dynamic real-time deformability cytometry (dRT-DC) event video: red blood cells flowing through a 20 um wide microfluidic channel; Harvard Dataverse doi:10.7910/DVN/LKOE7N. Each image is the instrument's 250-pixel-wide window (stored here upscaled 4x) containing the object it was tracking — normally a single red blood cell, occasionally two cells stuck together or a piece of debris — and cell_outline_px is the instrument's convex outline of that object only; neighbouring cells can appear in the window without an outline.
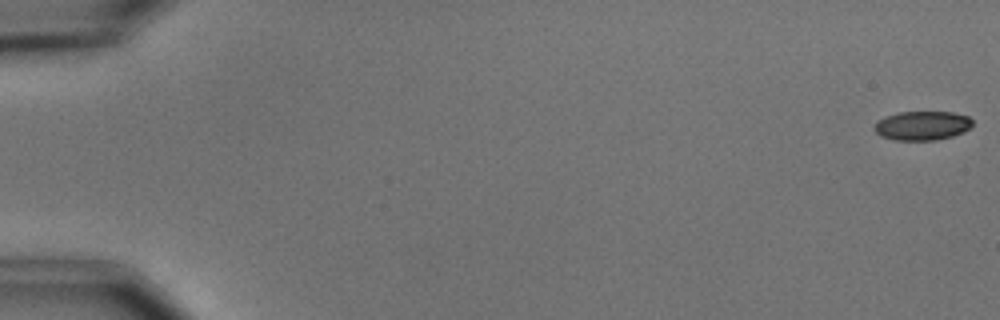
{"species": "common noctule bat (a hibernating species)", "species_latin": "Nyctalus noctula", "temperature_condition": "cold", "stored_images_in_passage": 11, "camera_frame_rate_fps": 3000, "um_per_image_px": 0.085, "animal": {"sex": "male", "body_mass_g": 15.6}, "frame": {"image": 1, "passage_image": 1, "time_ms": 0.0, "image_size_px": [1000, 320], "cell_outline_px": [[972, 124], [964, 132], [952, 136], [936, 140], [896, 140], [880, 136], [872, 128], [884, 116], [896, 112], [952, 112], [968, 116], [972, 120]], "centroid_in_image_um": [78.37, 10.67], "position_along_channel_um": 6.6, "area_um2": 16.65}}